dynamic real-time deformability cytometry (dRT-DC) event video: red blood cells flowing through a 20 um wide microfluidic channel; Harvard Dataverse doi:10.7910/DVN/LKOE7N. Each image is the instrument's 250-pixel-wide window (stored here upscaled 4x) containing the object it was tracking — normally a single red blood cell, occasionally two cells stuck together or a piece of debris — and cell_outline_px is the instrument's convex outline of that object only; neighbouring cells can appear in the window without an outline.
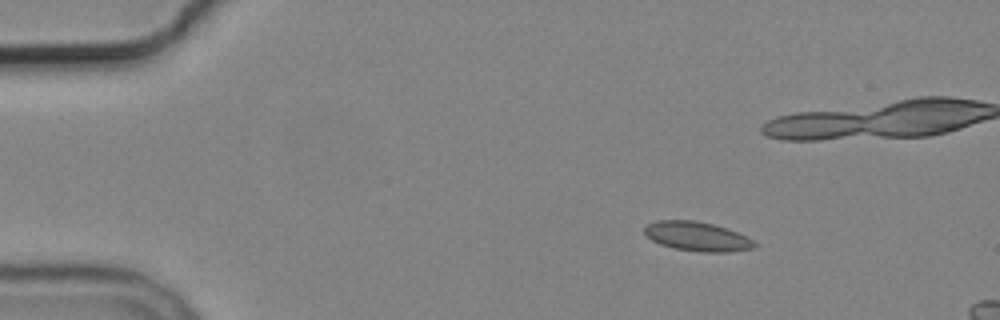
{"species": "common noctule bat (a hibernating species)", "species_latin": "Nyctalus noctula", "temperature_condition": "cold", "stored_images_in_passage": 4, "camera_frame_rate_fps": 3000, "um_per_image_px": 0.085, "animal": {"sex": "male", "body_mass_g": 19.2, "forearm_length_mm": 51.8}, "frame": {"image": 1, "passage_image": 1, "time_ms": 0.0, "image_size_px": [1000, 320], "cell_outline_px": [[760, 244], [756, 248], [728, 252], [700, 252], [672, 248], [660, 244], [644, 236], [644, 228], [648, 224], [656, 220], [696, 220], [728, 228], [748, 236]], "centroid_in_image_um": [59.3, 20.1], "position_along_channel_um": 25.7, "area_um2": 19.25}}